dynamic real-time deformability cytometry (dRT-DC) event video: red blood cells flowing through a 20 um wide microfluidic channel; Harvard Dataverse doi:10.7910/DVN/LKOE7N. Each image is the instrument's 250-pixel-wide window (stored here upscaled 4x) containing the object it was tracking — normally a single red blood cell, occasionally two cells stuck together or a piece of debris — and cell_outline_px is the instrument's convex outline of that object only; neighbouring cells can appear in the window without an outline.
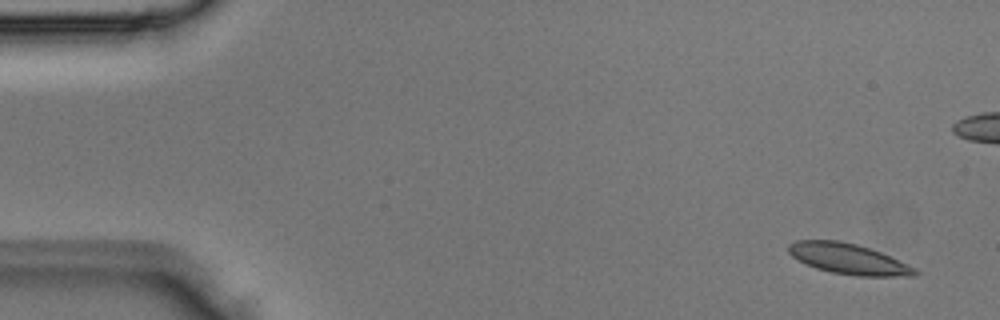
{"species": "Egyptian fruit bat (a non-hibernating species)", "species_latin": "Rousettus aegyptiacus", "temperature_condition": "room temperature", "stored_images_in_passage": 5, "camera_frame_rate_fps": 3000, "um_per_image_px": 0.085, "animal": {"sex": "male"}, "frame": {"image": 1, "passage_image": 1, "time_ms": 0.0, "image_size_px": [1000, 320], "cell_outline_px": [[920, 272], [916, 276], [856, 276], [832, 272], [816, 268], [792, 256], [788, 252], [788, 244], [796, 240], [840, 240], [856, 244], [880, 252], [916, 268]], "centroid_in_image_um": [72.13, 22.0], "position_along_channel_um": 12.9, "area_um2": 22.37}}